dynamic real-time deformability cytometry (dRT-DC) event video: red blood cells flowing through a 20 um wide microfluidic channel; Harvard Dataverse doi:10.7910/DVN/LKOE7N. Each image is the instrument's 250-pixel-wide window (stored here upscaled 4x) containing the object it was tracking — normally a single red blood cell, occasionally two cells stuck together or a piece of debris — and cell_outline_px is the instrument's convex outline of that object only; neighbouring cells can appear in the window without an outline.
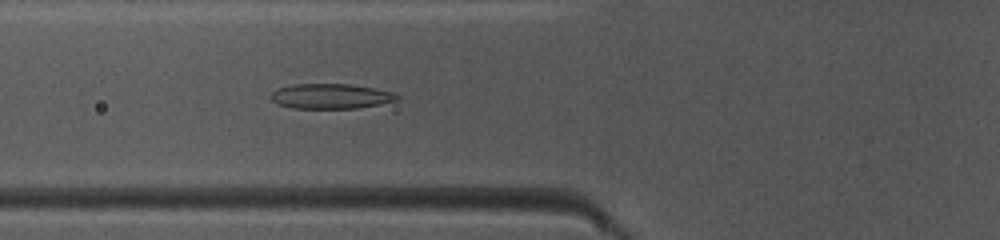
{"species": "common noctule bat (a hibernating species)", "species_latin": "Nyctalus noctula", "temperature_condition": "warm", "stored_images_in_passage": 44, "camera_frame_rate_fps": 3000, "um_per_image_px": 0.085, "animal": {"sex": "female", "body_mass_g": 10.0, "forearm_length_mm": 53.1}, "frame": {"image": 1, "passage_image": 14, "time_ms": 4.333, "image_size_px": [1000, 240], "cell_outline_px": [[400, 100], [380, 104], [356, 108], [292, 108], [276, 104], [272, 100], [272, 92], [280, 88], [292, 84], [348, 84], [372, 88], [392, 92], [400, 96]], "centroid_in_image_um": [28.13, 8.18], "position_along_channel_um": 97.7, "area_um2": 18.26}}
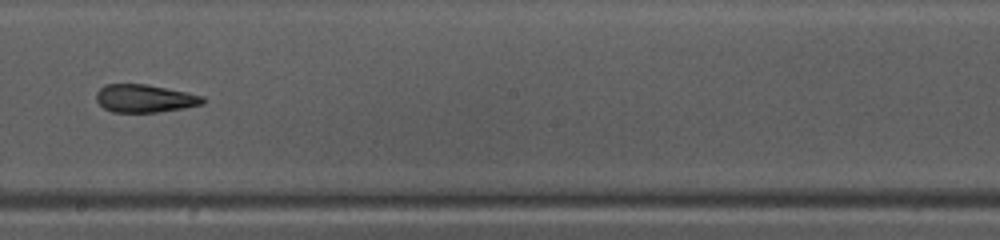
{"frame": {"image": 2, "passage_image": 24, "time_ms": 7.667, "image_size_px": [1000, 240], "cell_outline_px": [[208, 100], [204, 104], [184, 108], [156, 112], [112, 112], [104, 108], [96, 100], [96, 92], [104, 84], [148, 84], [204, 96]], "centroid_in_image_um": [12.32, 8.36], "position_along_channel_um": 235.9, "area_um2": 17.46}}
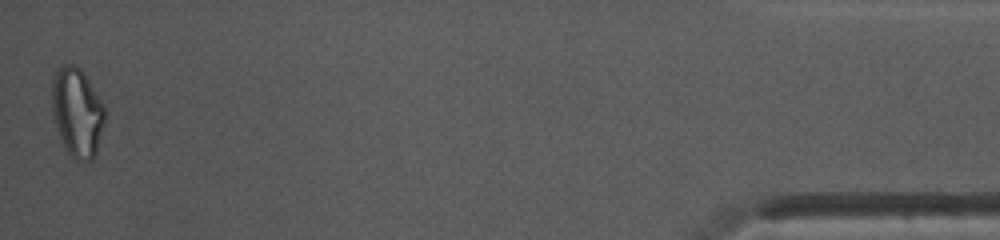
{"frame": {"image": 3, "passage_image": 44, "time_ms": 14.333, "image_size_px": [1000, 240], "cell_outline_px": [[104, 120], [96, 152], [92, 160], [88, 164], [76, 160], [64, 148], [52, 112], [52, 80], [60, 64], [72, 64], [80, 68], [84, 72], [104, 104]], "centroid_in_image_um": [6.55, 9.54], "position_along_channel_um": 428.6, "area_um2": 27.46}, "authors_computed_cell_mechanics": {"area_um2": 18.8139, "velocity_mm_per_s": 4.1201, "shape_relaxation_time_tau1_ms": null, "shape_relaxation_time_tau2_ms": 3.4342, "deformation_change_tau1": null, "deformation_change_tau2": 0.0805}}